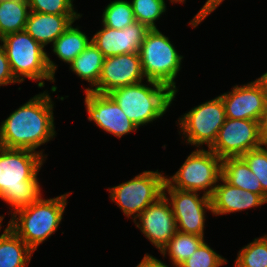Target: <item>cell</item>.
Returning a JSON list of instances; mask_svg holds the SVG:
<instances>
[{"instance_id": "obj_35", "label": "cell", "mask_w": 267, "mask_h": 267, "mask_svg": "<svg viewBox=\"0 0 267 267\" xmlns=\"http://www.w3.org/2000/svg\"><path fill=\"white\" fill-rule=\"evenodd\" d=\"M263 85L264 90L267 94V72L262 74L261 77L257 78Z\"/></svg>"}, {"instance_id": "obj_18", "label": "cell", "mask_w": 267, "mask_h": 267, "mask_svg": "<svg viewBox=\"0 0 267 267\" xmlns=\"http://www.w3.org/2000/svg\"><path fill=\"white\" fill-rule=\"evenodd\" d=\"M82 15H55L30 11L25 31L44 48L53 42Z\"/></svg>"}, {"instance_id": "obj_5", "label": "cell", "mask_w": 267, "mask_h": 267, "mask_svg": "<svg viewBox=\"0 0 267 267\" xmlns=\"http://www.w3.org/2000/svg\"><path fill=\"white\" fill-rule=\"evenodd\" d=\"M119 87L108 93L128 119L139 129L166 114L173 102V91L165 84L146 80Z\"/></svg>"}, {"instance_id": "obj_3", "label": "cell", "mask_w": 267, "mask_h": 267, "mask_svg": "<svg viewBox=\"0 0 267 267\" xmlns=\"http://www.w3.org/2000/svg\"><path fill=\"white\" fill-rule=\"evenodd\" d=\"M71 194L67 192L50 199H43L41 196L29 206L12 214L8 226L36 251L40 244L58 230L68 204L67 198Z\"/></svg>"}, {"instance_id": "obj_17", "label": "cell", "mask_w": 267, "mask_h": 267, "mask_svg": "<svg viewBox=\"0 0 267 267\" xmlns=\"http://www.w3.org/2000/svg\"><path fill=\"white\" fill-rule=\"evenodd\" d=\"M219 182L210 197L213 216L241 212L267 203L259 194L237 188L223 177Z\"/></svg>"}, {"instance_id": "obj_22", "label": "cell", "mask_w": 267, "mask_h": 267, "mask_svg": "<svg viewBox=\"0 0 267 267\" xmlns=\"http://www.w3.org/2000/svg\"><path fill=\"white\" fill-rule=\"evenodd\" d=\"M73 23L53 42L52 51L68 65L90 44L91 38Z\"/></svg>"}, {"instance_id": "obj_24", "label": "cell", "mask_w": 267, "mask_h": 267, "mask_svg": "<svg viewBox=\"0 0 267 267\" xmlns=\"http://www.w3.org/2000/svg\"><path fill=\"white\" fill-rule=\"evenodd\" d=\"M205 241L204 237L178 232L161 249L160 254L169 256L173 267H179Z\"/></svg>"}, {"instance_id": "obj_7", "label": "cell", "mask_w": 267, "mask_h": 267, "mask_svg": "<svg viewBox=\"0 0 267 267\" xmlns=\"http://www.w3.org/2000/svg\"><path fill=\"white\" fill-rule=\"evenodd\" d=\"M221 177L222 159L203 146L192 151L178 171L173 176L167 175L165 181L172 188L202 191L211 197Z\"/></svg>"}, {"instance_id": "obj_11", "label": "cell", "mask_w": 267, "mask_h": 267, "mask_svg": "<svg viewBox=\"0 0 267 267\" xmlns=\"http://www.w3.org/2000/svg\"><path fill=\"white\" fill-rule=\"evenodd\" d=\"M262 146L259 122L226 118L216 141L209 148L219 158L241 157L249 150Z\"/></svg>"}, {"instance_id": "obj_26", "label": "cell", "mask_w": 267, "mask_h": 267, "mask_svg": "<svg viewBox=\"0 0 267 267\" xmlns=\"http://www.w3.org/2000/svg\"><path fill=\"white\" fill-rule=\"evenodd\" d=\"M234 267H267V234L242 247Z\"/></svg>"}, {"instance_id": "obj_28", "label": "cell", "mask_w": 267, "mask_h": 267, "mask_svg": "<svg viewBox=\"0 0 267 267\" xmlns=\"http://www.w3.org/2000/svg\"><path fill=\"white\" fill-rule=\"evenodd\" d=\"M228 263L226 258L203 242L179 267H220Z\"/></svg>"}, {"instance_id": "obj_27", "label": "cell", "mask_w": 267, "mask_h": 267, "mask_svg": "<svg viewBox=\"0 0 267 267\" xmlns=\"http://www.w3.org/2000/svg\"><path fill=\"white\" fill-rule=\"evenodd\" d=\"M135 21L147 25L150 29L157 28L156 20L166 12L165 0H132Z\"/></svg>"}, {"instance_id": "obj_6", "label": "cell", "mask_w": 267, "mask_h": 267, "mask_svg": "<svg viewBox=\"0 0 267 267\" xmlns=\"http://www.w3.org/2000/svg\"><path fill=\"white\" fill-rule=\"evenodd\" d=\"M138 54L145 79L168 86L174 92V101L179 92L175 79L182 69L184 57L179 55L173 43L158 28L148 31Z\"/></svg>"}, {"instance_id": "obj_25", "label": "cell", "mask_w": 267, "mask_h": 267, "mask_svg": "<svg viewBox=\"0 0 267 267\" xmlns=\"http://www.w3.org/2000/svg\"><path fill=\"white\" fill-rule=\"evenodd\" d=\"M135 22L130 1L114 0L108 3L102 14V26L121 30Z\"/></svg>"}, {"instance_id": "obj_33", "label": "cell", "mask_w": 267, "mask_h": 267, "mask_svg": "<svg viewBox=\"0 0 267 267\" xmlns=\"http://www.w3.org/2000/svg\"><path fill=\"white\" fill-rule=\"evenodd\" d=\"M164 261L162 262L157 257H154L148 253H145L140 263L135 267H168Z\"/></svg>"}, {"instance_id": "obj_30", "label": "cell", "mask_w": 267, "mask_h": 267, "mask_svg": "<svg viewBox=\"0 0 267 267\" xmlns=\"http://www.w3.org/2000/svg\"><path fill=\"white\" fill-rule=\"evenodd\" d=\"M74 0H28L30 11L55 15H83L74 9Z\"/></svg>"}, {"instance_id": "obj_10", "label": "cell", "mask_w": 267, "mask_h": 267, "mask_svg": "<svg viewBox=\"0 0 267 267\" xmlns=\"http://www.w3.org/2000/svg\"><path fill=\"white\" fill-rule=\"evenodd\" d=\"M198 193L172 188L166 181L163 187V195L171 204L177 231L204 237L205 213H212L211 198Z\"/></svg>"}, {"instance_id": "obj_8", "label": "cell", "mask_w": 267, "mask_h": 267, "mask_svg": "<svg viewBox=\"0 0 267 267\" xmlns=\"http://www.w3.org/2000/svg\"><path fill=\"white\" fill-rule=\"evenodd\" d=\"M162 172L143 171L117 186L108 187L109 198L129 219H136L146 207L163 196L166 175Z\"/></svg>"}, {"instance_id": "obj_12", "label": "cell", "mask_w": 267, "mask_h": 267, "mask_svg": "<svg viewBox=\"0 0 267 267\" xmlns=\"http://www.w3.org/2000/svg\"><path fill=\"white\" fill-rule=\"evenodd\" d=\"M84 94L88 121H93L104 132L121 138L138 130L109 94L92 91Z\"/></svg>"}, {"instance_id": "obj_19", "label": "cell", "mask_w": 267, "mask_h": 267, "mask_svg": "<svg viewBox=\"0 0 267 267\" xmlns=\"http://www.w3.org/2000/svg\"><path fill=\"white\" fill-rule=\"evenodd\" d=\"M222 177L237 188L259 194L267 202L260 181L241 157L222 159Z\"/></svg>"}, {"instance_id": "obj_16", "label": "cell", "mask_w": 267, "mask_h": 267, "mask_svg": "<svg viewBox=\"0 0 267 267\" xmlns=\"http://www.w3.org/2000/svg\"><path fill=\"white\" fill-rule=\"evenodd\" d=\"M150 28L135 21L118 30L103 26L91 38L93 44L102 52L104 58L121 54L138 53Z\"/></svg>"}, {"instance_id": "obj_31", "label": "cell", "mask_w": 267, "mask_h": 267, "mask_svg": "<svg viewBox=\"0 0 267 267\" xmlns=\"http://www.w3.org/2000/svg\"><path fill=\"white\" fill-rule=\"evenodd\" d=\"M20 83L13 75L10 63L3 45H0V86Z\"/></svg>"}, {"instance_id": "obj_23", "label": "cell", "mask_w": 267, "mask_h": 267, "mask_svg": "<svg viewBox=\"0 0 267 267\" xmlns=\"http://www.w3.org/2000/svg\"><path fill=\"white\" fill-rule=\"evenodd\" d=\"M29 14L28 0H0V39L23 31Z\"/></svg>"}, {"instance_id": "obj_2", "label": "cell", "mask_w": 267, "mask_h": 267, "mask_svg": "<svg viewBox=\"0 0 267 267\" xmlns=\"http://www.w3.org/2000/svg\"><path fill=\"white\" fill-rule=\"evenodd\" d=\"M45 160L39 152L0 146V199L11 215L42 196L38 173Z\"/></svg>"}, {"instance_id": "obj_29", "label": "cell", "mask_w": 267, "mask_h": 267, "mask_svg": "<svg viewBox=\"0 0 267 267\" xmlns=\"http://www.w3.org/2000/svg\"><path fill=\"white\" fill-rule=\"evenodd\" d=\"M260 181L262 191L267 195V146L249 150L241 156Z\"/></svg>"}, {"instance_id": "obj_14", "label": "cell", "mask_w": 267, "mask_h": 267, "mask_svg": "<svg viewBox=\"0 0 267 267\" xmlns=\"http://www.w3.org/2000/svg\"><path fill=\"white\" fill-rule=\"evenodd\" d=\"M133 222L158 251L177 233L171 204L164 195L146 207Z\"/></svg>"}, {"instance_id": "obj_1", "label": "cell", "mask_w": 267, "mask_h": 267, "mask_svg": "<svg viewBox=\"0 0 267 267\" xmlns=\"http://www.w3.org/2000/svg\"><path fill=\"white\" fill-rule=\"evenodd\" d=\"M46 91L31 97L1 122L0 146L39 152L47 159L44 149L36 150L56 136L55 103Z\"/></svg>"}, {"instance_id": "obj_34", "label": "cell", "mask_w": 267, "mask_h": 267, "mask_svg": "<svg viewBox=\"0 0 267 267\" xmlns=\"http://www.w3.org/2000/svg\"><path fill=\"white\" fill-rule=\"evenodd\" d=\"M260 140L262 145L267 146V106L259 121Z\"/></svg>"}, {"instance_id": "obj_32", "label": "cell", "mask_w": 267, "mask_h": 267, "mask_svg": "<svg viewBox=\"0 0 267 267\" xmlns=\"http://www.w3.org/2000/svg\"><path fill=\"white\" fill-rule=\"evenodd\" d=\"M224 0H207L205 4L202 6V8L198 11V13L190 20L188 23L192 26L194 29L197 27L208 15H210L212 12L216 10L218 6L223 2Z\"/></svg>"}, {"instance_id": "obj_20", "label": "cell", "mask_w": 267, "mask_h": 267, "mask_svg": "<svg viewBox=\"0 0 267 267\" xmlns=\"http://www.w3.org/2000/svg\"><path fill=\"white\" fill-rule=\"evenodd\" d=\"M0 235V267H27L34 251L7 225Z\"/></svg>"}, {"instance_id": "obj_9", "label": "cell", "mask_w": 267, "mask_h": 267, "mask_svg": "<svg viewBox=\"0 0 267 267\" xmlns=\"http://www.w3.org/2000/svg\"><path fill=\"white\" fill-rule=\"evenodd\" d=\"M226 120L223 101L220 96L207 100L183 114L176 121L179 134L186 144L200 148L205 145L208 149L216 141L218 132ZM187 138V139H186Z\"/></svg>"}, {"instance_id": "obj_13", "label": "cell", "mask_w": 267, "mask_h": 267, "mask_svg": "<svg viewBox=\"0 0 267 267\" xmlns=\"http://www.w3.org/2000/svg\"><path fill=\"white\" fill-rule=\"evenodd\" d=\"M226 118L260 121L267 106V94L262 83L255 79L244 85H234L231 91L219 95Z\"/></svg>"}, {"instance_id": "obj_21", "label": "cell", "mask_w": 267, "mask_h": 267, "mask_svg": "<svg viewBox=\"0 0 267 267\" xmlns=\"http://www.w3.org/2000/svg\"><path fill=\"white\" fill-rule=\"evenodd\" d=\"M104 56L102 52L93 44H90L69 64V69L82 80L87 81L89 86L84 88V92L92 91L98 84Z\"/></svg>"}, {"instance_id": "obj_15", "label": "cell", "mask_w": 267, "mask_h": 267, "mask_svg": "<svg viewBox=\"0 0 267 267\" xmlns=\"http://www.w3.org/2000/svg\"><path fill=\"white\" fill-rule=\"evenodd\" d=\"M144 78L138 53L107 57L104 58L98 84L92 92L108 94L116 88L140 83Z\"/></svg>"}, {"instance_id": "obj_36", "label": "cell", "mask_w": 267, "mask_h": 267, "mask_svg": "<svg viewBox=\"0 0 267 267\" xmlns=\"http://www.w3.org/2000/svg\"><path fill=\"white\" fill-rule=\"evenodd\" d=\"M169 1H170L172 4H173V3H175V4H176V3H179V4L181 3V4H182V3H184L186 0H169Z\"/></svg>"}, {"instance_id": "obj_37", "label": "cell", "mask_w": 267, "mask_h": 267, "mask_svg": "<svg viewBox=\"0 0 267 267\" xmlns=\"http://www.w3.org/2000/svg\"><path fill=\"white\" fill-rule=\"evenodd\" d=\"M5 217L2 215H0V230H1V228H2V222H3V219H4Z\"/></svg>"}, {"instance_id": "obj_4", "label": "cell", "mask_w": 267, "mask_h": 267, "mask_svg": "<svg viewBox=\"0 0 267 267\" xmlns=\"http://www.w3.org/2000/svg\"><path fill=\"white\" fill-rule=\"evenodd\" d=\"M0 43L6 51L13 75L20 83L26 78L36 81L39 88L45 86L43 80L55 83L58 65L25 30L3 36Z\"/></svg>"}]
</instances>
